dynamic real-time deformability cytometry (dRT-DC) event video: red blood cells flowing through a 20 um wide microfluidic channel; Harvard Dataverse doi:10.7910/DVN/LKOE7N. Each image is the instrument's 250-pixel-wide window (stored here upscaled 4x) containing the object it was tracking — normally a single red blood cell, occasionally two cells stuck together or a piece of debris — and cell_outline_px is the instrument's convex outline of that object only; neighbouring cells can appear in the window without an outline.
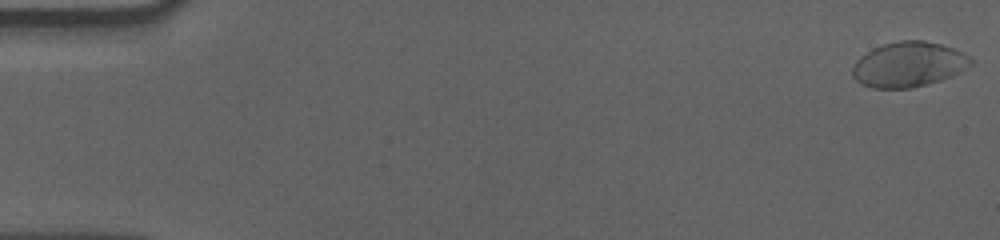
{"species": "human", "species_latin": "Homo sapiens", "temperature_condition": "cold", "stored_images_in_passage": 58, "camera_frame_rate_fps": 3000, "um_per_image_px": 0.085, "donor": {"sex": "male"}, "frame": {"image": 1, "passage_image": 1, "time_ms": 0.0, "image_size_px": [1000, 240], "cell_outline_px": [[972, 64], [960, 72], [952, 76], [928, 84], [912, 88], [872, 88], [860, 84], [852, 76], [852, 64], [860, 56], [872, 48], [884, 44], [900, 40], [924, 40], [940, 44], [964, 52], [972, 60]], "centroid_in_image_um": [77.2, 5.48], "position_along_channel_um": 7.8, "area_um2": 31.33}}
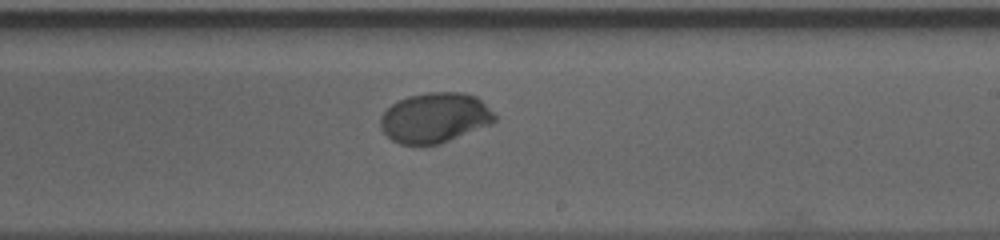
{"frame": {"image": 2, "passage_image": 35, "time_ms": 11.333, "image_size_px": [1000, 240], "cell_outline_px": [[496, 120], [492, 124], [440, 144], [400, 144], [392, 140], [380, 128], [380, 116], [392, 104], [408, 96], [428, 92], [464, 92], [476, 96], [496, 116]], "centroid_in_image_um": [36.96, 10.01], "position_along_channel_um": 252.0, "area_um2": 33.23}}
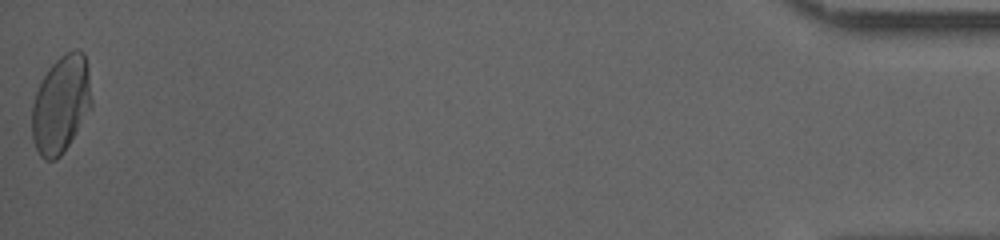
{"frame": {"image": 3, "passage_image": 58, "time_ms": 19.0, "image_size_px": [1000, 240], "cell_outline_px": [[92, 108], [64, 152], [56, 160], [44, 160], [40, 156], [36, 148], [32, 136], [32, 104], [40, 80], [48, 68], [64, 52], [84, 52], [88, 64], [92, 100]], "centroid_in_image_um": [5.19, 8.88], "position_along_channel_um": 430.0, "area_um2": 34.16}, "authors_computed_cell_mechanics": {"area_um2": 32.3102, "velocity_mm_per_s": 3.5511, "shape_relaxation_time_tau1_ms": 4.2167, "shape_relaxation_time_tau2_ms": null, "deformation_change_tau1": 0.1525, "deformation_change_tau2": null}}